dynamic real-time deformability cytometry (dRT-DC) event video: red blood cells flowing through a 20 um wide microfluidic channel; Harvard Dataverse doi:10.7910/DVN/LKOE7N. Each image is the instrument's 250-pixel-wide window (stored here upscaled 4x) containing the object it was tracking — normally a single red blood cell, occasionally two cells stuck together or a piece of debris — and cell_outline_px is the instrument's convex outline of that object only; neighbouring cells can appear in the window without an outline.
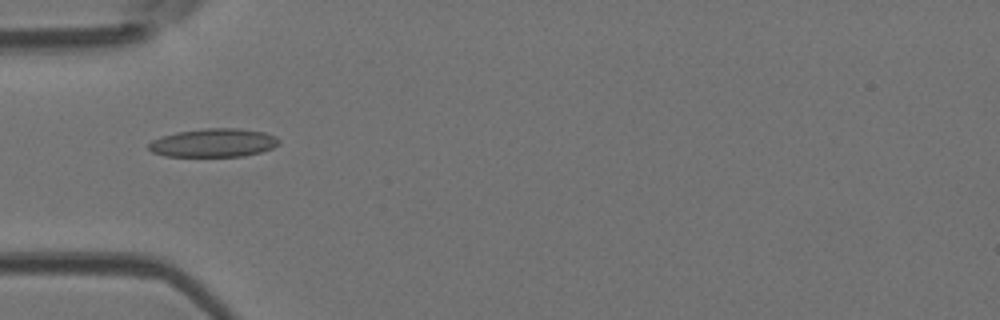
{"species": "Egyptian fruit bat (a non-hibernating species)", "species_latin": "Rousettus aegyptiacus", "temperature_condition": "room temperature", "stored_images_in_passage": 2, "camera_frame_rate_fps": 3000, "um_per_image_px": 0.085, "animal": {"sex": "female"}, "frame": {"image": 1, "passage_image": 1, "time_ms": 0.0, "image_size_px": [1000, 320], "cell_outline_px": [[280, 144], [272, 148], [260, 152], [244, 156], [164, 156], [152, 152], [148, 148], [148, 144], [152, 140], [160, 136], [176, 132], [204, 128], [236, 128], [264, 132], [276, 136], [280, 140]], "centroid_in_image_um": [18.14, 12.13], "position_along_channel_um": 66.9, "area_um2": 21.73}}